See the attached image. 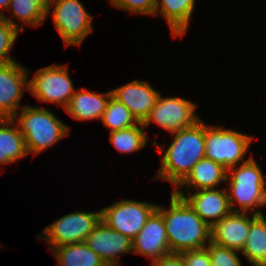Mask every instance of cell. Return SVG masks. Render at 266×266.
<instances>
[{"label":"cell","mask_w":266,"mask_h":266,"mask_svg":"<svg viewBox=\"0 0 266 266\" xmlns=\"http://www.w3.org/2000/svg\"><path fill=\"white\" fill-rule=\"evenodd\" d=\"M185 266H211L207 248L185 251L180 253Z\"/></svg>","instance_id":"f1b7e54d"},{"label":"cell","mask_w":266,"mask_h":266,"mask_svg":"<svg viewBox=\"0 0 266 266\" xmlns=\"http://www.w3.org/2000/svg\"><path fill=\"white\" fill-rule=\"evenodd\" d=\"M202 189L196 190L194 194L184 193L178 189L173 192L182 197L188 205L200 216V218L210 227L220 221L223 217L232 212L228 193L226 190Z\"/></svg>","instance_id":"4fadbf2b"},{"label":"cell","mask_w":266,"mask_h":266,"mask_svg":"<svg viewBox=\"0 0 266 266\" xmlns=\"http://www.w3.org/2000/svg\"><path fill=\"white\" fill-rule=\"evenodd\" d=\"M29 70L16 61L0 63V118H12L20 109Z\"/></svg>","instance_id":"8fae6325"},{"label":"cell","mask_w":266,"mask_h":266,"mask_svg":"<svg viewBox=\"0 0 266 266\" xmlns=\"http://www.w3.org/2000/svg\"><path fill=\"white\" fill-rule=\"evenodd\" d=\"M20 30L12 26L9 22L0 17V63L15 61L10 57V50L19 34Z\"/></svg>","instance_id":"4316f807"},{"label":"cell","mask_w":266,"mask_h":266,"mask_svg":"<svg viewBox=\"0 0 266 266\" xmlns=\"http://www.w3.org/2000/svg\"><path fill=\"white\" fill-rule=\"evenodd\" d=\"M156 209L157 204L125 199L101 209V220L133 240Z\"/></svg>","instance_id":"9c48e42d"},{"label":"cell","mask_w":266,"mask_h":266,"mask_svg":"<svg viewBox=\"0 0 266 266\" xmlns=\"http://www.w3.org/2000/svg\"><path fill=\"white\" fill-rule=\"evenodd\" d=\"M101 120L105 127L110 128V132L129 128L139 123L129 109L112 96L108 101Z\"/></svg>","instance_id":"d4e9b609"},{"label":"cell","mask_w":266,"mask_h":266,"mask_svg":"<svg viewBox=\"0 0 266 266\" xmlns=\"http://www.w3.org/2000/svg\"><path fill=\"white\" fill-rule=\"evenodd\" d=\"M151 266H185L181 254L169 253L158 260L152 261Z\"/></svg>","instance_id":"f546056e"},{"label":"cell","mask_w":266,"mask_h":266,"mask_svg":"<svg viewBox=\"0 0 266 266\" xmlns=\"http://www.w3.org/2000/svg\"><path fill=\"white\" fill-rule=\"evenodd\" d=\"M144 125L139 122L135 126L110 132V141L120 153H131L146 146L147 137Z\"/></svg>","instance_id":"cb8c5ba5"},{"label":"cell","mask_w":266,"mask_h":266,"mask_svg":"<svg viewBox=\"0 0 266 266\" xmlns=\"http://www.w3.org/2000/svg\"><path fill=\"white\" fill-rule=\"evenodd\" d=\"M8 9H11L12 18H7L6 15L2 18L20 31H23L24 27L12 20L14 16L23 23L36 27L41 25L48 15L46 0H11Z\"/></svg>","instance_id":"7402d4cb"},{"label":"cell","mask_w":266,"mask_h":266,"mask_svg":"<svg viewBox=\"0 0 266 266\" xmlns=\"http://www.w3.org/2000/svg\"><path fill=\"white\" fill-rule=\"evenodd\" d=\"M171 134L175 136L167 150L157 146L159 154L163 151L165 154L155 177L177 187L194 165L205 157V123L200 119L191 127Z\"/></svg>","instance_id":"6da1fadb"},{"label":"cell","mask_w":266,"mask_h":266,"mask_svg":"<svg viewBox=\"0 0 266 266\" xmlns=\"http://www.w3.org/2000/svg\"><path fill=\"white\" fill-rule=\"evenodd\" d=\"M238 166L230 167L227 171L229 176H227L226 182L230 186L228 198L232 212H248L250 210L249 212H253V214L264 215L258 209V207H266V180L261 168L254 157H249ZM234 202H238L240 208L234 209Z\"/></svg>","instance_id":"3957f363"},{"label":"cell","mask_w":266,"mask_h":266,"mask_svg":"<svg viewBox=\"0 0 266 266\" xmlns=\"http://www.w3.org/2000/svg\"><path fill=\"white\" fill-rule=\"evenodd\" d=\"M249 229L250 217L247 212H231L211 227L210 241L241 252Z\"/></svg>","instance_id":"2e32d148"},{"label":"cell","mask_w":266,"mask_h":266,"mask_svg":"<svg viewBox=\"0 0 266 266\" xmlns=\"http://www.w3.org/2000/svg\"><path fill=\"white\" fill-rule=\"evenodd\" d=\"M12 118L16 120L28 153L39 154L69 134L68 126L46 108L22 106Z\"/></svg>","instance_id":"277c9868"},{"label":"cell","mask_w":266,"mask_h":266,"mask_svg":"<svg viewBox=\"0 0 266 266\" xmlns=\"http://www.w3.org/2000/svg\"><path fill=\"white\" fill-rule=\"evenodd\" d=\"M51 6L55 28L65 46L80 45L93 30V17L79 0H51L47 2V14Z\"/></svg>","instance_id":"5b68a950"},{"label":"cell","mask_w":266,"mask_h":266,"mask_svg":"<svg viewBox=\"0 0 266 266\" xmlns=\"http://www.w3.org/2000/svg\"><path fill=\"white\" fill-rule=\"evenodd\" d=\"M50 250L58 261L57 266H106L84 242L62 245Z\"/></svg>","instance_id":"603a6c76"},{"label":"cell","mask_w":266,"mask_h":266,"mask_svg":"<svg viewBox=\"0 0 266 266\" xmlns=\"http://www.w3.org/2000/svg\"><path fill=\"white\" fill-rule=\"evenodd\" d=\"M196 0H157L154 15L161 14L169 24L174 37L187 32Z\"/></svg>","instance_id":"d6986e66"},{"label":"cell","mask_w":266,"mask_h":266,"mask_svg":"<svg viewBox=\"0 0 266 266\" xmlns=\"http://www.w3.org/2000/svg\"><path fill=\"white\" fill-rule=\"evenodd\" d=\"M13 118H0V165L10 164L29 155L25 139ZM16 127H10L14 125Z\"/></svg>","instance_id":"ffe728a7"},{"label":"cell","mask_w":266,"mask_h":266,"mask_svg":"<svg viewBox=\"0 0 266 266\" xmlns=\"http://www.w3.org/2000/svg\"><path fill=\"white\" fill-rule=\"evenodd\" d=\"M170 208L157 205L166 226L170 253L206 248V241H210L211 227L188 205V203L174 192L170 198Z\"/></svg>","instance_id":"7a4b0ae2"},{"label":"cell","mask_w":266,"mask_h":266,"mask_svg":"<svg viewBox=\"0 0 266 266\" xmlns=\"http://www.w3.org/2000/svg\"><path fill=\"white\" fill-rule=\"evenodd\" d=\"M242 254L256 265L266 264V219L264 215L253 214L250 229Z\"/></svg>","instance_id":"44dd1931"},{"label":"cell","mask_w":266,"mask_h":266,"mask_svg":"<svg viewBox=\"0 0 266 266\" xmlns=\"http://www.w3.org/2000/svg\"><path fill=\"white\" fill-rule=\"evenodd\" d=\"M114 7L131 14L153 15L157 0H110Z\"/></svg>","instance_id":"83f0119b"},{"label":"cell","mask_w":266,"mask_h":266,"mask_svg":"<svg viewBox=\"0 0 266 266\" xmlns=\"http://www.w3.org/2000/svg\"><path fill=\"white\" fill-rule=\"evenodd\" d=\"M101 221V210L94 212H74L62 216L42 230L41 236L52 246L82 243Z\"/></svg>","instance_id":"ba28073f"},{"label":"cell","mask_w":266,"mask_h":266,"mask_svg":"<svg viewBox=\"0 0 266 266\" xmlns=\"http://www.w3.org/2000/svg\"><path fill=\"white\" fill-rule=\"evenodd\" d=\"M252 139L241 132L205 124V157L228 170L245 157Z\"/></svg>","instance_id":"8992f818"},{"label":"cell","mask_w":266,"mask_h":266,"mask_svg":"<svg viewBox=\"0 0 266 266\" xmlns=\"http://www.w3.org/2000/svg\"><path fill=\"white\" fill-rule=\"evenodd\" d=\"M207 246L211 266H242L237 255L240 251L215 244L211 241L208 242Z\"/></svg>","instance_id":"484cf974"},{"label":"cell","mask_w":266,"mask_h":266,"mask_svg":"<svg viewBox=\"0 0 266 266\" xmlns=\"http://www.w3.org/2000/svg\"><path fill=\"white\" fill-rule=\"evenodd\" d=\"M66 65H50L40 68L28 81V91L38 101L56 103L65 109L76 92Z\"/></svg>","instance_id":"52a82bcc"},{"label":"cell","mask_w":266,"mask_h":266,"mask_svg":"<svg viewBox=\"0 0 266 266\" xmlns=\"http://www.w3.org/2000/svg\"><path fill=\"white\" fill-rule=\"evenodd\" d=\"M196 107L195 103H192L190 100L188 101L180 97L164 98L160 94L143 125L146 128L154 121L163 129L174 133L191 127L201 119L195 113Z\"/></svg>","instance_id":"30bf717a"},{"label":"cell","mask_w":266,"mask_h":266,"mask_svg":"<svg viewBox=\"0 0 266 266\" xmlns=\"http://www.w3.org/2000/svg\"><path fill=\"white\" fill-rule=\"evenodd\" d=\"M11 0H0V10L9 7ZM2 10L0 11V17H2L4 14L2 13Z\"/></svg>","instance_id":"4dcf8cb0"},{"label":"cell","mask_w":266,"mask_h":266,"mask_svg":"<svg viewBox=\"0 0 266 266\" xmlns=\"http://www.w3.org/2000/svg\"><path fill=\"white\" fill-rule=\"evenodd\" d=\"M112 97L123 103L138 122H144L149 116L160 93L147 82L134 80L111 90Z\"/></svg>","instance_id":"9a60e30c"},{"label":"cell","mask_w":266,"mask_h":266,"mask_svg":"<svg viewBox=\"0 0 266 266\" xmlns=\"http://www.w3.org/2000/svg\"><path fill=\"white\" fill-rule=\"evenodd\" d=\"M132 253L144 255L152 261L170 253L166 226L162 214L157 209L133 239Z\"/></svg>","instance_id":"5bb4252c"},{"label":"cell","mask_w":266,"mask_h":266,"mask_svg":"<svg viewBox=\"0 0 266 266\" xmlns=\"http://www.w3.org/2000/svg\"><path fill=\"white\" fill-rule=\"evenodd\" d=\"M111 96V91L101 94L82 89L72 95L65 111L79 121L101 119Z\"/></svg>","instance_id":"e0dca14e"},{"label":"cell","mask_w":266,"mask_h":266,"mask_svg":"<svg viewBox=\"0 0 266 266\" xmlns=\"http://www.w3.org/2000/svg\"><path fill=\"white\" fill-rule=\"evenodd\" d=\"M84 243L93 250L106 265L119 266L122 253H132L133 240L108 227L102 220L90 232Z\"/></svg>","instance_id":"7c38bea8"},{"label":"cell","mask_w":266,"mask_h":266,"mask_svg":"<svg viewBox=\"0 0 266 266\" xmlns=\"http://www.w3.org/2000/svg\"><path fill=\"white\" fill-rule=\"evenodd\" d=\"M227 169L210 160L209 158L204 157L202 160L198 161L191 172L187 177L176 187L180 189L182 185H185L189 188H198L197 190L202 189H214L222 181H227Z\"/></svg>","instance_id":"ac0fdd59"}]
</instances>
